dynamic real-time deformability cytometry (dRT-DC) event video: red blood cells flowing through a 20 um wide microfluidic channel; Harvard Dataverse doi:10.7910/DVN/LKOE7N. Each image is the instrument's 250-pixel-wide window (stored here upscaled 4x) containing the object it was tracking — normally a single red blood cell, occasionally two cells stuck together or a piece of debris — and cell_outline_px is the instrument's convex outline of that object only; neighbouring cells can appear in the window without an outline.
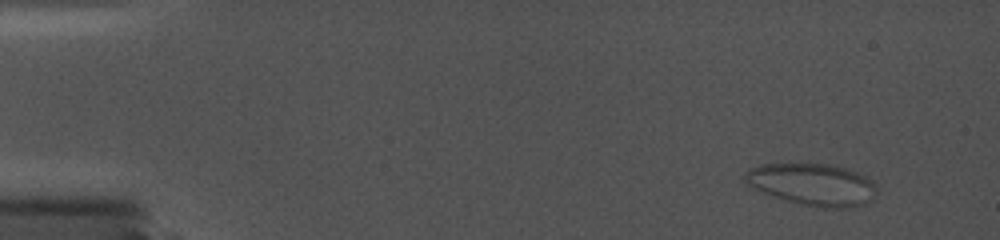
{"species": "common noctule bat (a hibernating species)", "species_latin": "Nyctalus noctula", "temperature_condition": "cold", "stored_images_in_passage": 41, "camera_frame_rate_fps": 5000, "um_per_image_px": 0.085, "animal": {"sex": "female", "body_mass_g": 19.0, "forearm_length_mm": 56.7}, "frame": {"image": 1, "passage_image": 1, "time_ms": 0.0, "image_size_px": [1000, 240], "cell_outline_px": [[876, 192], [872, 200], [864, 204], [848, 208], [824, 208], [800, 204], [772, 196], [752, 188], [744, 180], [744, 172], [760, 164], [828, 164], [848, 168], [872, 180], [876, 188]], "centroid_in_image_um": [69.06, 15.68], "position_along_channel_um": 15.9, "area_um2": 32.31}}
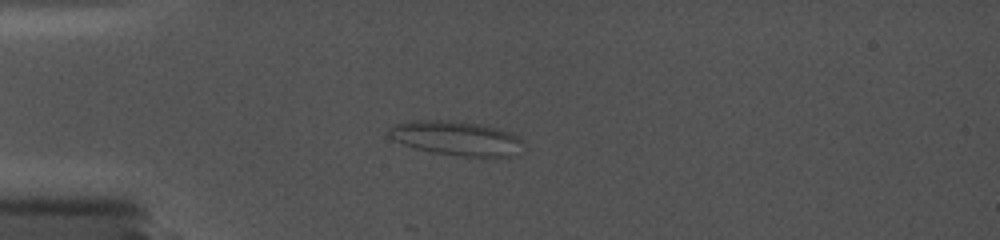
{"frame": {"image": 2, "passage_image": 28, "time_ms": 4.0, "image_size_px": [1000, 240], "cell_outline_px": [[524, 152], [520, 156], [460, 156], [432, 152], [416, 148], [404, 144], [388, 136], [388, 128], [392, 124], [412, 120], [448, 120], [480, 124], [500, 128], [520, 136]], "centroid_in_image_um": [38.85, 11.75], "position_along_channel_um": 46.2, "area_um2": 27.28}}